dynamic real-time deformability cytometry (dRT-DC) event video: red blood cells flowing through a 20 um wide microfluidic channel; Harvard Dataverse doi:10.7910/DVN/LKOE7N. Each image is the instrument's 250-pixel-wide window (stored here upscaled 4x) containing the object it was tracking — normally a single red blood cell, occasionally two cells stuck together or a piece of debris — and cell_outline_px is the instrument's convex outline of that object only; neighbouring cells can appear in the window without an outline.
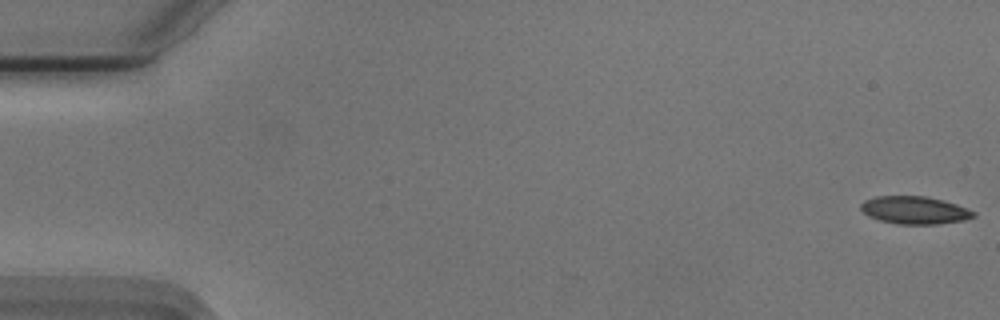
{"species": "Egyptian fruit bat (a non-hibernating species)", "species_latin": "Rousettus aegyptiacus", "temperature_condition": "cold", "stored_images_in_passage": 49, "camera_frame_rate_fps": 3000, "um_per_image_px": 0.085, "animal": {"sex": "male"}, "frame": {"image": 1, "passage_image": 1, "time_ms": 0.0, "image_size_px": [1000, 320], "cell_outline_px": [[976, 216], [964, 220], [936, 224], [896, 224], [880, 220], [868, 216], [860, 208], [860, 204], [864, 200], [876, 196], [924, 196], [944, 200], [968, 208], [976, 212]], "centroid_in_image_um": [77.75, 17.86], "position_along_channel_um": 7.3, "area_um2": 18.26}}
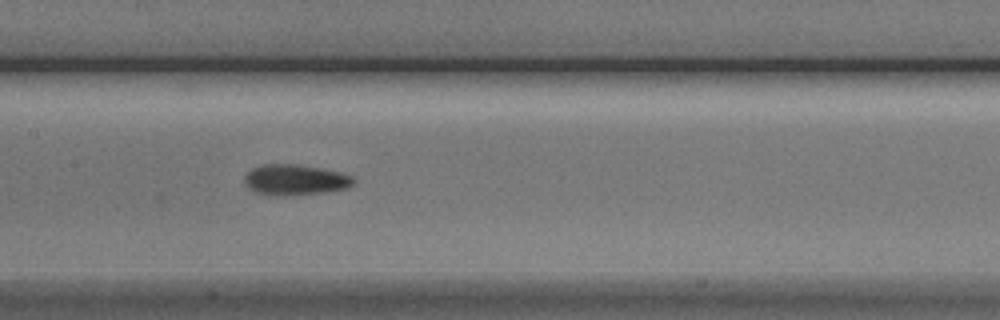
{"frame": {"image": 2, "passage_image": 27, "time_ms": 8.667, "image_size_px": [1000, 320], "cell_outline_px": [[356, 180], [348, 188], [324, 192], [252, 192], [244, 184], [244, 176], [252, 168], [264, 164], [300, 164], [320, 168], [352, 176]], "centroid_in_image_um": [25.08, 15.22], "position_along_channel_um": 182.3, "area_um2": 18.44}}
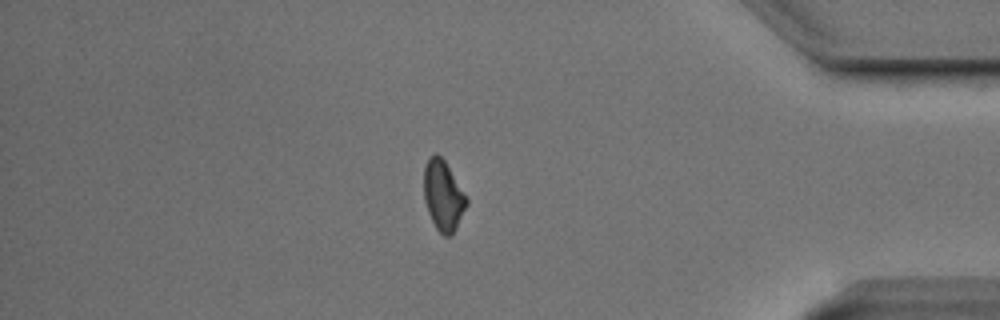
{"frame": {"image": 3, "passage_image": 47, "time_ms": 15.333, "image_size_px": [1000, 320], "cell_outline_px": [[468, 204], [452, 236], [444, 236], [436, 228], [428, 212], [424, 200], [424, 164], [428, 156], [436, 152], [444, 160], [468, 200]], "centroid_in_image_um": [37.65, 16.62], "position_along_channel_um": 397.5, "area_um2": 17.4}}